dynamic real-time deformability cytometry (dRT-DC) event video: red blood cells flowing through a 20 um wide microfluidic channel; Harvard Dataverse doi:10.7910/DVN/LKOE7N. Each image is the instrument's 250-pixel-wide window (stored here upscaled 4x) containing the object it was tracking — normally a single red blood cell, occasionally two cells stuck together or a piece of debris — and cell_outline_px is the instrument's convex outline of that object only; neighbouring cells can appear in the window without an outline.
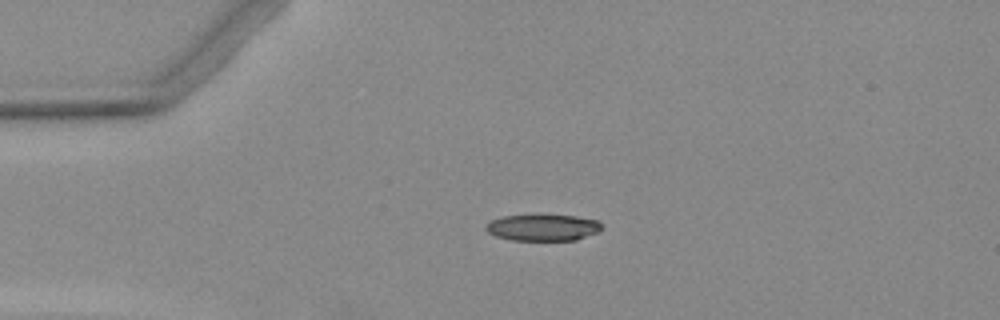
{"species": "Egyptian fruit bat (a non-hibernating species)", "species_latin": "Rousettus aegyptiacus", "temperature_condition": "warm", "stored_images_in_passage": 3, "camera_frame_rate_fps": 3000, "um_per_image_px": 0.085, "animal": {"sex": "female"}, "frame": {"image": 1, "passage_image": 3, "time_ms": 3.333, "image_size_px": [1000, 320], "cell_outline_px": [[600, 228], [596, 232], [576, 240], [512, 240], [496, 236], [488, 232], [484, 228], [484, 224], [492, 220], [504, 216], [576, 216], [596, 220], [600, 224]], "centroid_in_image_um": [46.08, 19.35], "position_along_channel_um": 38.9, "area_um2": 17.4}}